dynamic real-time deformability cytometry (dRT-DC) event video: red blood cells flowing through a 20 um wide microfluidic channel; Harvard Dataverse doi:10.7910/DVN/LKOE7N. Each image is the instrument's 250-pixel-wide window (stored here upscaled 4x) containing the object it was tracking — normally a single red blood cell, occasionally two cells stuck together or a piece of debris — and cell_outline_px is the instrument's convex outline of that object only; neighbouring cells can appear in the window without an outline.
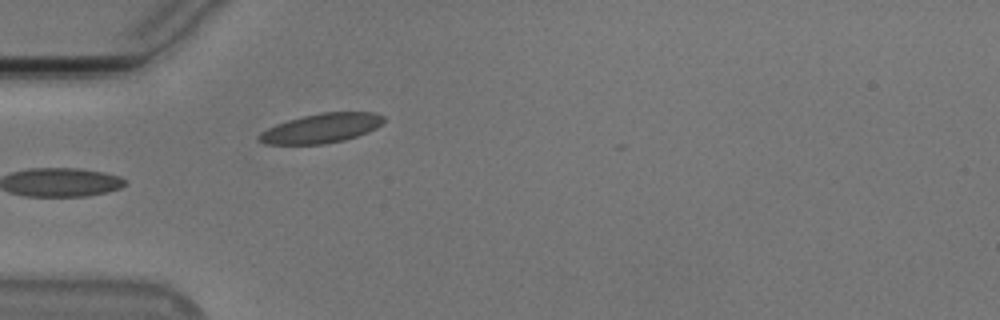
{"species": "Egyptian fruit bat (a non-hibernating species)", "species_latin": "Rousettus aegyptiacus", "temperature_condition": "cold", "stored_images_in_passage": 38, "camera_frame_rate_fps": 3000, "um_per_image_px": 0.085, "animal": {"sex": "male"}, "frame": {"image": 1, "passage_image": 1, "time_ms": 0.0, "image_size_px": [1000, 320], "cell_outline_px": [[384, 120], [376, 128], [368, 132], [344, 140], [324, 144], [264, 144], [256, 136], [260, 132], [276, 124], [288, 120], [320, 112], [376, 112], [384, 116]], "centroid_in_image_um": [27.31, 10.89], "position_along_channel_um": 57.7, "area_um2": 21.33}, "authors_computed_cell_mechanics": {"area_um2": 19.8832, "velocity_mm_per_s": 3.7644, "shape_relaxation_time_tau1_ms": 4.3467, "shape_relaxation_time_tau2_ms": 1.2842, "deformation_change_tau1": 0.1277, "deformation_change_tau2": 0.0544}}